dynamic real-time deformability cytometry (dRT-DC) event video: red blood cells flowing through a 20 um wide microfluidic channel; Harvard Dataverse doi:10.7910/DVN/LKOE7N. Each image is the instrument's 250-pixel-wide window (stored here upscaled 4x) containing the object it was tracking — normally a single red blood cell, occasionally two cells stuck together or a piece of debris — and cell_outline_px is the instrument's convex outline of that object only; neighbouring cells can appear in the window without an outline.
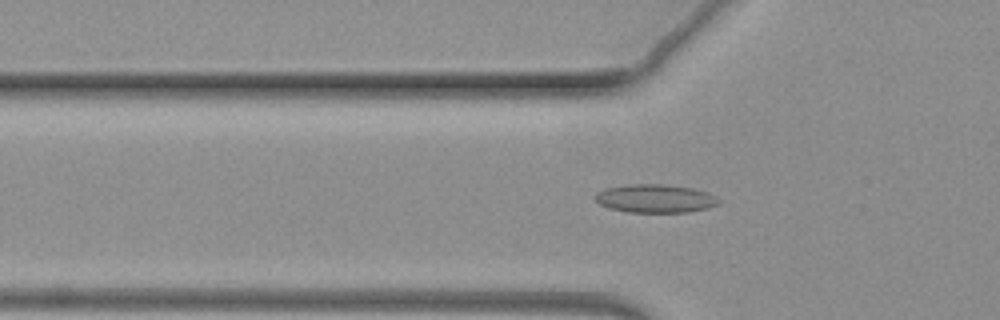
{"species": "common noctule bat (a hibernating species)", "species_latin": "Nyctalus noctula", "temperature_condition": "warm", "stored_images_in_passage": 70, "camera_frame_rate_fps": 3000, "um_per_image_px": 0.085, "animal": {"sex": "female", "body_mass_g": 19.3, "forearm_length_mm": 54.1}, "frame": {"image": 1, "passage_image": 24, "time_ms": 7.667, "image_size_px": [1000, 320], "cell_outline_px": [[720, 204], [708, 208], [688, 212], [628, 212], [608, 208], [600, 204], [592, 196], [596, 192], [604, 188], [628, 184], [664, 184], [692, 188], [708, 192], [716, 196], [720, 200]], "centroid_in_image_um": [55.68, 16.87], "position_along_channel_um": 70.1, "area_um2": 20.69}}
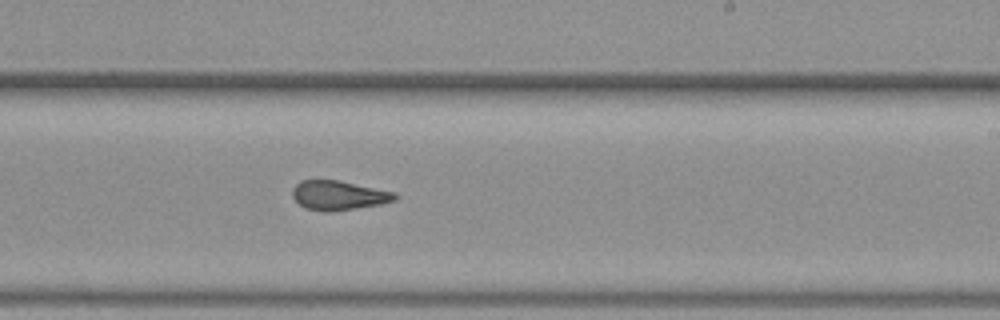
{"frame": {"image": 2, "passage_image": 43, "time_ms": 14.0, "image_size_px": [1000, 320], "cell_outline_px": [[400, 196], [396, 200], [380, 204], [332, 212], [324, 212], [304, 208], [292, 196], [292, 188], [300, 180], [340, 180], [396, 192]], "centroid_in_image_um": [28.8, 16.6], "position_along_channel_um": 260.2, "area_um2": 17.8}}
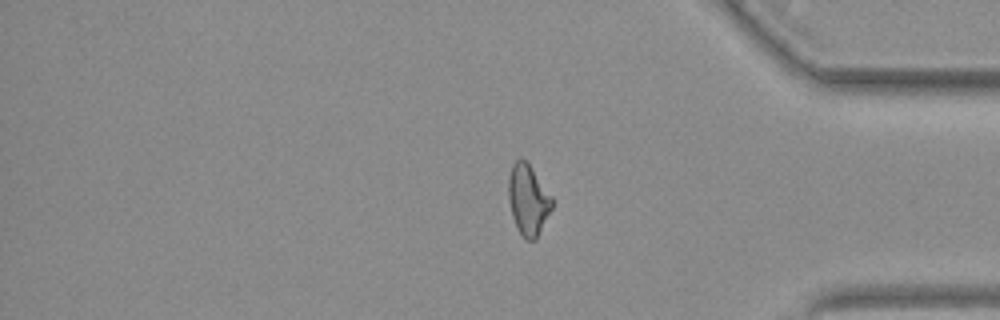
{"frame": {"image": 3, "passage_image": 58, "time_ms": 19.0, "image_size_px": [1000, 320], "cell_outline_px": [[552, 208], [536, 240], [528, 240], [516, 228], [512, 216], [508, 200], [508, 176], [512, 164], [520, 156], [528, 160], [552, 196]], "centroid_in_image_um": [44.88, 16.91], "position_along_channel_um": 390.3, "area_um2": 18.32}}